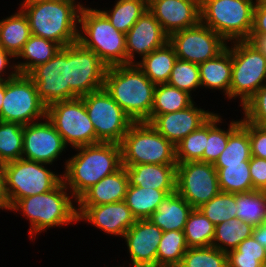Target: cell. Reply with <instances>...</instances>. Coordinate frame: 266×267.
Here are the masks:
<instances>
[{"instance_id":"cell-1","label":"cell","mask_w":266,"mask_h":267,"mask_svg":"<svg viewBox=\"0 0 266 267\" xmlns=\"http://www.w3.org/2000/svg\"><path fill=\"white\" fill-rule=\"evenodd\" d=\"M29 222L28 238H36L53 228L78 224L77 199L62 181L49 192L19 199L10 209Z\"/></svg>"},{"instance_id":"cell-2","label":"cell","mask_w":266,"mask_h":267,"mask_svg":"<svg viewBox=\"0 0 266 267\" xmlns=\"http://www.w3.org/2000/svg\"><path fill=\"white\" fill-rule=\"evenodd\" d=\"M63 159L62 177L65 186L78 199L92 185L122 167L120 144L99 142L73 148ZM76 152V153H75Z\"/></svg>"},{"instance_id":"cell-3","label":"cell","mask_w":266,"mask_h":267,"mask_svg":"<svg viewBox=\"0 0 266 267\" xmlns=\"http://www.w3.org/2000/svg\"><path fill=\"white\" fill-rule=\"evenodd\" d=\"M31 35L52 40L61 47L78 41L81 6L74 0H22Z\"/></svg>"},{"instance_id":"cell-4","label":"cell","mask_w":266,"mask_h":267,"mask_svg":"<svg viewBox=\"0 0 266 267\" xmlns=\"http://www.w3.org/2000/svg\"><path fill=\"white\" fill-rule=\"evenodd\" d=\"M103 88L134 122H148L156 84L135 64L107 68Z\"/></svg>"},{"instance_id":"cell-5","label":"cell","mask_w":266,"mask_h":267,"mask_svg":"<svg viewBox=\"0 0 266 267\" xmlns=\"http://www.w3.org/2000/svg\"><path fill=\"white\" fill-rule=\"evenodd\" d=\"M78 42L108 67L127 65L126 34L116 30L98 7L81 8Z\"/></svg>"},{"instance_id":"cell-6","label":"cell","mask_w":266,"mask_h":267,"mask_svg":"<svg viewBox=\"0 0 266 267\" xmlns=\"http://www.w3.org/2000/svg\"><path fill=\"white\" fill-rule=\"evenodd\" d=\"M257 0H200L201 23L227 43L248 40Z\"/></svg>"},{"instance_id":"cell-7","label":"cell","mask_w":266,"mask_h":267,"mask_svg":"<svg viewBox=\"0 0 266 267\" xmlns=\"http://www.w3.org/2000/svg\"><path fill=\"white\" fill-rule=\"evenodd\" d=\"M120 147L122 166L177 164L175 146L147 122H134Z\"/></svg>"},{"instance_id":"cell-8","label":"cell","mask_w":266,"mask_h":267,"mask_svg":"<svg viewBox=\"0 0 266 267\" xmlns=\"http://www.w3.org/2000/svg\"><path fill=\"white\" fill-rule=\"evenodd\" d=\"M231 43L232 74L229 102H237L241 108L264 84H266V57L247 40Z\"/></svg>"},{"instance_id":"cell-9","label":"cell","mask_w":266,"mask_h":267,"mask_svg":"<svg viewBox=\"0 0 266 267\" xmlns=\"http://www.w3.org/2000/svg\"><path fill=\"white\" fill-rule=\"evenodd\" d=\"M50 166L23 158L4 164L5 191L10 208L19 199L49 192L63 181L62 172H54Z\"/></svg>"},{"instance_id":"cell-10","label":"cell","mask_w":266,"mask_h":267,"mask_svg":"<svg viewBox=\"0 0 266 267\" xmlns=\"http://www.w3.org/2000/svg\"><path fill=\"white\" fill-rule=\"evenodd\" d=\"M47 119L72 148L96 144V132L81 97L47 106Z\"/></svg>"},{"instance_id":"cell-11","label":"cell","mask_w":266,"mask_h":267,"mask_svg":"<svg viewBox=\"0 0 266 267\" xmlns=\"http://www.w3.org/2000/svg\"><path fill=\"white\" fill-rule=\"evenodd\" d=\"M47 106L37 93L33 80L18 74L5 81V95L1 109V120L28 125L46 118Z\"/></svg>"},{"instance_id":"cell-12","label":"cell","mask_w":266,"mask_h":267,"mask_svg":"<svg viewBox=\"0 0 266 267\" xmlns=\"http://www.w3.org/2000/svg\"><path fill=\"white\" fill-rule=\"evenodd\" d=\"M96 132V143L120 144L134 123L104 88L81 97Z\"/></svg>"},{"instance_id":"cell-13","label":"cell","mask_w":266,"mask_h":267,"mask_svg":"<svg viewBox=\"0 0 266 267\" xmlns=\"http://www.w3.org/2000/svg\"><path fill=\"white\" fill-rule=\"evenodd\" d=\"M107 68L92 50L78 41L68 45L69 99L102 89Z\"/></svg>"},{"instance_id":"cell-14","label":"cell","mask_w":266,"mask_h":267,"mask_svg":"<svg viewBox=\"0 0 266 267\" xmlns=\"http://www.w3.org/2000/svg\"><path fill=\"white\" fill-rule=\"evenodd\" d=\"M176 192L198 209L221 192L212 163L188 161L176 165Z\"/></svg>"},{"instance_id":"cell-15","label":"cell","mask_w":266,"mask_h":267,"mask_svg":"<svg viewBox=\"0 0 266 267\" xmlns=\"http://www.w3.org/2000/svg\"><path fill=\"white\" fill-rule=\"evenodd\" d=\"M169 43L177 58L196 64L215 58L228 45L220 35L201 22L170 34Z\"/></svg>"},{"instance_id":"cell-16","label":"cell","mask_w":266,"mask_h":267,"mask_svg":"<svg viewBox=\"0 0 266 267\" xmlns=\"http://www.w3.org/2000/svg\"><path fill=\"white\" fill-rule=\"evenodd\" d=\"M68 148L47 117L24 125L23 159L50 164L54 167V162L62 160V156L69 151Z\"/></svg>"},{"instance_id":"cell-17","label":"cell","mask_w":266,"mask_h":267,"mask_svg":"<svg viewBox=\"0 0 266 267\" xmlns=\"http://www.w3.org/2000/svg\"><path fill=\"white\" fill-rule=\"evenodd\" d=\"M28 76L35 83L37 93L46 106L69 100L68 45L46 63L35 67Z\"/></svg>"},{"instance_id":"cell-18","label":"cell","mask_w":266,"mask_h":267,"mask_svg":"<svg viewBox=\"0 0 266 267\" xmlns=\"http://www.w3.org/2000/svg\"><path fill=\"white\" fill-rule=\"evenodd\" d=\"M78 223L91 224L103 234L123 238L136 218L124 201L96 206H77Z\"/></svg>"},{"instance_id":"cell-19","label":"cell","mask_w":266,"mask_h":267,"mask_svg":"<svg viewBox=\"0 0 266 267\" xmlns=\"http://www.w3.org/2000/svg\"><path fill=\"white\" fill-rule=\"evenodd\" d=\"M198 107L194 102L188 108L160 115H150L147 123H150L160 134L176 146L191 132L199 129L214 114L215 111Z\"/></svg>"},{"instance_id":"cell-20","label":"cell","mask_w":266,"mask_h":267,"mask_svg":"<svg viewBox=\"0 0 266 267\" xmlns=\"http://www.w3.org/2000/svg\"><path fill=\"white\" fill-rule=\"evenodd\" d=\"M163 231L148 219L136 220L124 234L128 264L137 267H156V256Z\"/></svg>"},{"instance_id":"cell-21","label":"cell","mask_w":266,"mask_h":267,"mask_svg":"<svg viewBox=\"0 0 266 267\" xmlns=\"http://www.w3.org/2000/svg\"><path fill=\"white\" fill-rule=\"evenodd\" d=\"M168 41L169 35L163 30L155 16L149 10L145 11L126 33L127 65L136 64Z\"/></svg>"},{"instance_id":"cell-22","label":"cell","mask_w":266,"mask_h":267,"mask_svg":"<svg viewBox=\"0 0 266 267\" xmlns=\"http://www.w3.org/2000/svg\"><path fill=\"white\" fill-rule=\"evenodd\" d=\"M148 10L168 35L201 22L200 0H148Z\"/></svg>"},{"instance_id":"cell-23","label":"cell","mask_w":266,"mask_h":267,"mask_svg":"<svg viewBox=\"0 0 266 267\" xmlns=\"http://www.w3.org/2000/svg\"><path fill=\"white\" fill-rule=\"evenodd\" d=\"M124 166L92 185L78 199L77 206H96L124 201L128 188Z\"/></svg>"},{"instance_id":"cell-24","label":"cell","mask_w":266,"mask_h":267,"mask_svg":"<svg viewBox=\"0 0 266 267\" xmlns=\"http://www.w3.org/2000/svg\"><path fill=\"white\" fill-rule=\"evenodd\" d=\"M198 66L201 89H205V93L206 90L213 93L220 91L228 102L232 74L231 43L218 56Z\"/></svg>"},{"instance_id":"cell-25","label":"cell","mask_w":266,"mask_h":267,"mask_svg":"<svg viewBox=\"0 0 266 267\" xmlns=\"http://www.w3.org/2000/svg\"><path fill=\"white\" fill-rule=\"evenodd\" d=\"M177 164H138L124 166L131 186L176 190Z\"/></svg>"},{"instance_id":"cell-26","label":"cell","mask_w":266,"mask_h":267,"mask_svg":"<svg viewBox=\"0 0 266 267\" xmlns=\"http://www.w3.org/2000/svg\"><path fill=\"white\" fill-rule=\"evenodd\" d=\"M194 208L176 191L168 194L148 218L163 232L184 231L187 219Z\"/></svg>"},{"instance_id":"cell-27","label":"cell","mask_w":266,"mask_h":267,"mask_svg":"<svg viewBox=\"0 0 266 267\" xmlns=\"http://www.w3.org/2000/svg\"><path fill=\"white\" fill-rule=\"evenodd\" d=\"M30 36L28 19L19 8L11 15L0 19V47L15 58L22 51Z\"/></svg>"},{"instance_id":"cell-28","label":"cell","mask_w":266,"mask_h":267,"mask_svg":"<svg viewBox=\"0 0 266 267\" xmlns=\"http://www.w3.org/2000/svg\"><path fill=\"white\" fill-rule=\"evenodd\" d=\"M61 48L52 40L31 35L16 57L18 73L28 75L35 67L54 57Z\"/></svg>"},{"instance_id":"cell-29","label":"cell","mask_w":266,"mask_h":267,"mask_svg":"<svg viewBox=\"0 0 266 267\" xmlns=\"http://www.w3.org/2000/svg\"><path fill=\"white\" fill-rule=\"evenodd\" d=\"M177 55L169 41L162 47L152 51L135 65L138 66L154 84L168 82Z\"/></svg>"},{"instance_id":"cell-30","label":"cell","mask_w":266,"mask_h":267,"mask_svg":"<svg viewBox=\"0 0 266 267\" xmlns=\"http://www.w3.org/2000/svg\"><path fill=\"white\" fill-rule=\"evenodd\" d=\"M236 117V119L232 118L229 122H226L225 119L227 118H224L221 113L216 112L208 120V139H206L203 162L214 164L225 150L229 135L241 124V117L239 119L238 116ZM222 124L224 127H222Z\"/></svg>"},{"instance_id":"cell-31","label":"cell","mask_w":266,"mask_h":267,"mask_svg":"<svg viewBox=\"0 0 266 267\" xmlns=\"http://www.w3.org/2000/svg\"><path fill=\"white\" fill-rule=\"evenodd\" d=\"M176 190H158L128 185L124 202L136 220L148 219L168 194Z\"/></svg>"},{"instance_id":"cell-32","label":"cell","mask_w":266,"mask_h":267,"mask_svg":"<svg viewBox=\"0 0 266 267\" xmlns=\"http://www.w3.org/2000/svg\"><path fill=\"white\" fill-rule=\"evenodd\" d=\"M118 31L126 34L148 10V0H115L112 8H98Z\"/></svg>"},{"instance_id":"cell-33","label":"cell","mask_w":266,"mask_h":267,"mask_svg":"<svg viewBox=\"0 0 266 267\" xmlns=\"http://www.w3.org/2000/svg\"><path fill=\"white\" fill-rule=\"evenodd\" d=\"M251 148L248 134V122L241 117V124L229 135L225 150L213 164L214 167L241 164L250 161Z\"/></svg>"},{"instance_id":"cell-34","label":"cell","mask_w":266,"mask_h":267,"mask_svg":"<svg viewBox=\"0 0 266 267\" xmlns=\"http://www.w3.org/2000/svg\"><path fill=\"white\" fill-rule=\"evenodd\" d=\"M254 227L239 219L231 218L215 226L212 246L228 253L245 239L252 236Z\"/></svg>"},{"instance_id":"cell-35","label":"cell","mask_w":266,"mask_h":267,"mask_svg":"<svg viewBox=\"0 0 266 267\" xmlns=\"http://www.w3.org/2000/svg\"><path fill=\"white\" fill-rule=\"evenodd\" d=\"M194 99L195 97L188 92L170 86L167 83L157 84L154 91L151 115L184 110L195 102Z\"/></svg>"},{"instance_id":"cell-36","label":"cell","mask_w":266,"mask_h":267,"mask_svg":"<svg viewBox=\"0 0 266 267\" xmlns=\"http://www.w3.org/2000/svg\"><path fill=\"white\" fill-rule=\"evenodd\" d=\"M236 218L253 227L266 222V191L236 194Z\"/></svg>"},{"instance_id":"cell-37","label":"cell","mask_w":266,"mask_h":267,"mask_svg":"<svg viewBox=\"0 0 266 267\" xmlns=\"http://www.w3.org/2000/svg\"><path fill=\"white\" fill-rule=\"evenodd\" d=\"M215 169L222 192L240 194L254 190L249 172V161L226 165V167H215Z\"/></svg>"},{"instance_id":"cell-38","label":"cell","mask_w":266,"mask_h":267,"mask_svg":"<svg viewBox=\"0 0 266 267\" xmlns=\"http://www.w3.org/2000/svg\"><path fill=\"white\" fill-rule=\"evenodd\" d=\"M187 250L184 231L163 232L157 250L156 267L180 266Z\"/></svg>"},{"instance_id":"cell-39","label":"cell","mask_w":266,"mask_h":267,"mask_svg":"<svg viewBox=\"0 0 266 267\" xmlns=\"http://www.w3.org/2000/svg\"><path fill=\"white\" fill-rule=\"evenodd\" d=\"M215 225L199 210L193 209L184 228L188 248L212 246Z\"/></svg>"},{"instance_id":"cell-40","label":"cell","mask_w":266,"mask_h":267,"mask_svg":"<svg viewBox=\"0 0 266 267\" xmlns=\"http://www.w3.org/2000/svg\"><path fill=\"white\" fill-rule=\"evenodd\" d=\"M228 267H266V248L253 236L227 253Z\"/></svg>"},{"instance_id":"cell-41","label":"cell","mask_w":266,"mask_h":267,"mask_svg":"<svg viewBox=\"0 0 266 267\" xmlns=\"http://www.w3.org/2000/svg\"><path fill=\"white\" fill-rule=\"evenodd\" d=\"M24 126L0 120V162L7 163L22 158Z\"/></svg>"},{"instance_id":"cell-42","label":"cell","mask_w":266,"mask_h":267,"mask_svg":"<svg viewBox=\"0 0 266 267\" xmlns=\"http://www.w3.org/2000/svg\"><path fill=\"white\" fill-rule=\"evenodd\" d=\"M167 84L186 91L190 95L193 93L195 97L198 96L197 94L201 91L198 64L177 58ZM197 90L199 91L197 92ZM194 92H197V94Z\"/></svg>"},{"instance_id":"cell-43","label":"cell","mask_w":266,"mask_h":267,"mask_svg":"<svg viewBox=\"0 0 266 267\" xmlns=\"http://www.w3.org/2000/svg\"><path fill=\"white\" fill-rule=\"evenodd\" d=\"M208 139V121L199 129L191 132L183 138L176 146V162L185 163L188 161L203 162V153Z\"/></svg>"},{"instance_id":"cell-44","label":"cell","mask_w":266,"mask_h":267,"mask_svg":"<svg viewBox=\"0 0 266 267\" xmlns=\"http://www.w3.org/2000/svg\"><path fill=\"white\" fill-rule=\"evenodd\" d=\"M236 194L220 192L198 209L216 226L236 217Z\"/></svg>"},{"instance_id":"cell-45","label":"cell","mask_w":266,"mask_h":267,"mask_svg":"<svg viewBox=\"0 0 266 267\" xmlns=\"http://www.w3.org/2000/svg\"><path fill=\"white\" fill-rule=\"evenodd\" d=\"M180 267H228L227 253L214 246L188 248Z\"/></svg>"},{"instance_id":"cell-46","label":"cell","mask_w":266,"mask_h":267,"mask_svg":"<svg viewBox=\"0 0 266 267\" xmlns=\"http://www.w3.org/2000/svg\"><path fill=\"white\" fill-rule=\"evenodd\" d=\"M242 118L266 128V84H264L241 108Z\"/></svg>"},{"instance_id":"cell-47","label":"cell","mask_w":266,"mask_h":267,"mask_svg":"<svg viewBox=\"0 0 266 267\" xmlns=\"http://www.w3.org/2000/svg\"><path fill=\"white\" fill-rule=\"evenodd\" d=\"M251 156L266 159V128L248 122Z\"/></svg>"},{"instance_id":"cell-48","label":"cell","mask_w":266,"mask_h":267,"mask_svg":"<svg viewBox=\"0 0 266 267\" xmlns=\"http://www.w3.org/2000/svg\"><path fill=\"white\" fill-rule=\"evenodd\" d=\"M249 172L253 189L266 191V159L251 156L249 161Z\"/></svg>"},{"instance_id":"cell-49","label":"cell","mask_w":266,"mask_h":267,"mask_svg":"<svg viewBox=\"0 0 266 267\" xmlns=\"http://www.w3.org/2000/svg\"><path fill=\"white\" fill-rule=\"evenodd\" d=\"M16 58L0 47V81H6L17 76Z\"/></svg>"},{"instance_id":"cell-50","label":"cell","mask_w":266,"mask_h":267,"mask_svg":"<svg viewBox=\"0 0 266 267\" xmlns=\"http://www.w3.org/2000/svg\"><path fill=\"white\" fill-rule=\"evenodd\" d=\"M250 35H266V4L257 0L253 11V26Z\"/></svg>"},{"instance_id":"cell-51","label":"cell","mask_w":266,"mask_h":267,"mask_svg":"<svg viewBox=\"0 0 266 267\" xmlns=\"http://www.w3.org/2000/svg\"><path fill=\"white\" fill-rule=\"evenodd\" d=\"M9 200L5 191L4 163L0 162V210L10 212Z\"/></svg>"},{"instance_id":"cell-52","label":"cell","mask_w":266,"mask_h":267,"mask_svg":"<svg viewBox=\"0 0 266 267\" xmlns=\"http://www.w3.org/2000/svg\"><path fill=\"white\" fill-rule=\"evenodd\" d=\"M247 41L266 57V35H250Z\"/></svg>"},{"instance_id":"cell-53","label":"cell","mask_w":266,"mask_h":267,"mask_svg":"<svg viewBox=\"0 0 266 267\" xmlns=\"http://www.w3.org/2000/svg\"><path fill=\"white\" fill-rule=\"evenodd\" d=\"M252 236L258 243L266 248V222L262 223L260 226L254 227Z\"/></svg>"},{"instance_id":"cell-54","label":"cell","mask_w":266,"mask_h":267,"mask_svg":"<svg viewBox=\"0 0 266 267\" xmlns=\"http://www.w3.org/2000/svg\"><path fill=\"white\" fill-rule=\"evenodd\" d=\"M4 95H5V81H0V120H1V109H2Z\"/></svg>"},{"instance_id":"cell-55","label":"cell","mask_w":266,"mask_h":267,"mask_svg":"<svg viewBox=\"0 0 266 267\" xmlns=\"http://www.w3.org/2000/svg\"><path fill=\"white\" fill-rule=\"evenodd\" d=\"M76 3H78L82 8L83 7H91L92 5H87L86 3H82V0H74Z\"/></svg>"},{"instance_id":"cell-56","label":"cell","mask_w":266,"mask_h":267,"mask_svg":"<svg viewBox=\"0 0 266 267\" xmlns=\"http://www.w3.org/2000/svg\"><path fill=\"white\" fill-rule=\"evenodd\" d=\"M121 265H122V266H121ZM121 265H119V266H118V265H117V266H112V267H127V266H128V267H137V266H133L132 264H128V265H127V263H124V261H123V264H121ZM126 265H127V266H126ZM105 267H107V266H105Z\"/></svg>"}]
</instances>
